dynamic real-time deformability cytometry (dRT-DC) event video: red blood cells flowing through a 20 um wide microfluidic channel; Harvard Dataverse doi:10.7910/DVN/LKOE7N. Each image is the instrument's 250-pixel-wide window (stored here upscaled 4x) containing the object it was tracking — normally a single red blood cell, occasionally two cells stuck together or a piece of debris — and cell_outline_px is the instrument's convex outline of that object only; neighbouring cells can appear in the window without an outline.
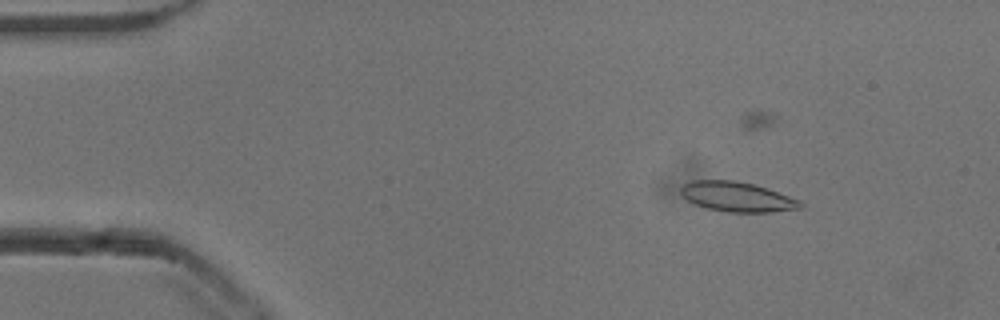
{"species": "common noctule bat (a hibernating species)", "species_latin": "Nyctalus noctula", "temperature_condition": "cold", "stored_images_in_passage": 52, "camera_frame_rate_fps": 3000, "um_per_image_px": 0.085, "animal": {"sex": "male", "body_mass_g": 13.3}, "frame": {"image": 1, "passage_image": 6, "time_ms": 1.667, "image_size_px": [1000, 320], "cell_outline_px": [[804, 208], [772, 212], [728, 212], [708, 208], [696, 204], [688, 200], [680, 192], [680, 184], [692, 180], [736, 180], [756, 184], [768, 188], [800, 200], [804, 204]], "centroid_in_image_um": [62.68, 16.71], "position_along_channel_um": 22.3, "area_um2": 21.04}}
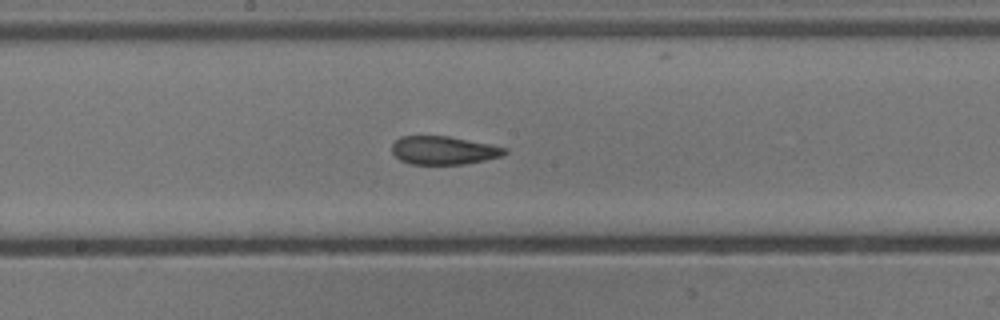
{"frame": {"image": 2, "passage_image": 27, "time_ms": 8.667, "image_size_px": [1000, 320], "cell_outline_px": [[508, 152], [500, 156], [484, 160], [464, 164], [412, 164], [400, 160], [392, 152], [392, 144], [400, 136], [448, 136], [508, 148]], "centroid_in_image_um": [37.69, 12.78], "position_along_channel_um": 210.5, "area_um2": 18.44}}
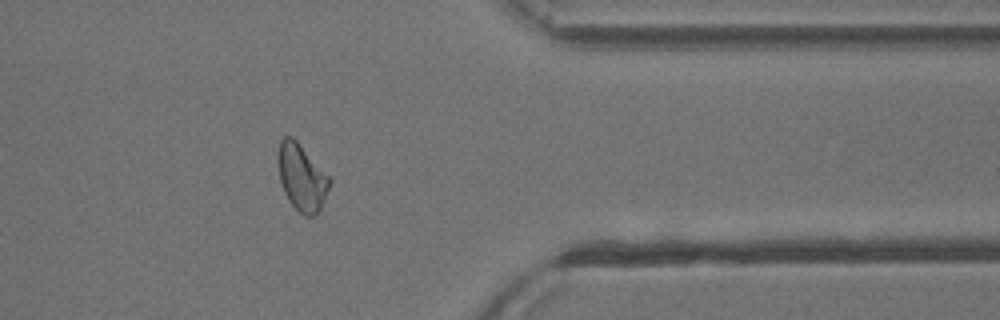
{"frame": {"image": 3, "passage_image": 42, "time_ms": 13.667, "image_size_px": [1000, 320], "cell_outline_px": [[332, 180], [320, 208], [316, 216], [304, 216], [288, 200], [284, 192], [280, 180], [276, 160], [280, 140], [284, 136], [292, 136], [296, 140]], "centroid_in_image_um": [25.61, 15.07], "position_along_channel_um": 385.8, "area_um2": 19.88}, "authors_computed_cell_mechanics": {"area_um2": 20.0855, "velocity_mm_per_s": 3.8256, "shape_relaxation_time_tau1_ms": null, "shape_relaxation_time_tau2_ms": 2.47, "deformation_change_tau1": null, "deformation_change_tau2": 0.0719}}